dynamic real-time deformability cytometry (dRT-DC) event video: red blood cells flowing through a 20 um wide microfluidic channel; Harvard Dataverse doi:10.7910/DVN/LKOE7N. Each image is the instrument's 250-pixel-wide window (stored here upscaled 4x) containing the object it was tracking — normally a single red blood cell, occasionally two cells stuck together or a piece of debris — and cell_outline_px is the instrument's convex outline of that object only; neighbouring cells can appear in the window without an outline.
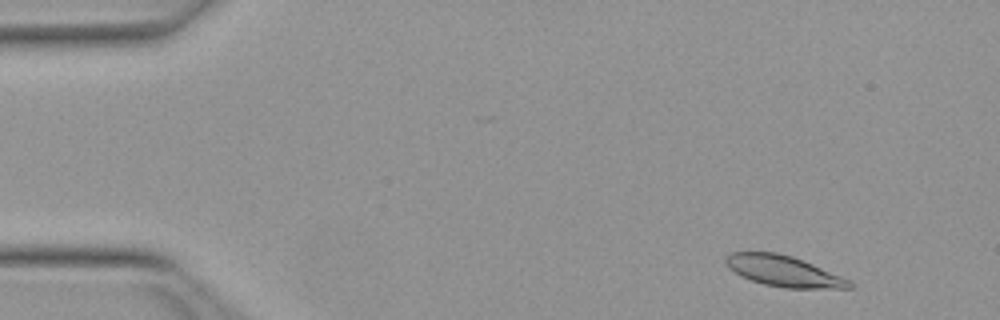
{"species": "Egyptian fruit bat (a non-hibernating species)", "species_latin": "Rousettus aegyptiacus", "temperature_condition": "warm", "stored_images_in_passage": 50, "camera_frame_rate_fps": 3000, "um_per_image_px": 0.085, "animal": {"sex": "female"}, "frame": {"image": 1, "passage_image": 4, "time_ms": 1.0, "image_size_px": [1000, 320], "cell_outline_px": [[856, 284], [852, 288], [784, 288], [764, 284], [740, 276], [728, 268], [724, 264], [724, 256], [732, 252], [776, 252], [792, 256], [852, 280]], "centroid_in_image_um": [66.6, 23.04], "position_along_channel_um": 18.4, "area_um2": 22.43}}
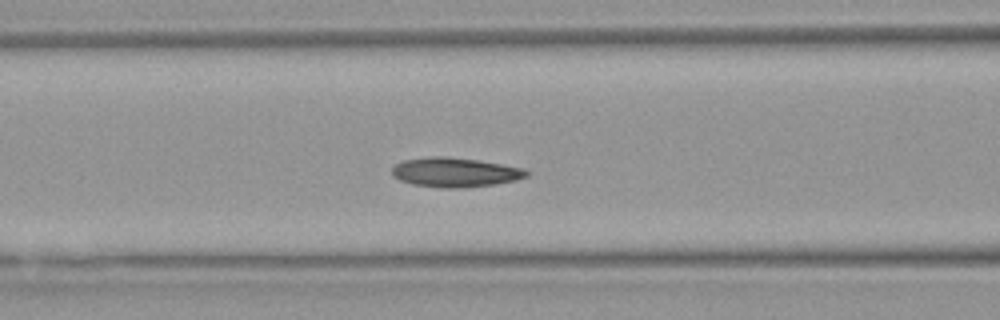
{"frame": {"image": 2, "passage_image": 20, "time_ms": 6.333, "image_size_px": [1000, 320], "cell_outline_px": [[528, 176], [516, 180], [492, 184], [464, 188], [440, 188], [412, 184], [400, 180], [392, 176], [392, 168], [396, 164], [404, 160], [432, 156], [444, 156], [476, 160], [524, 168], [528, 172]], "centroid_in_image_um": [38.65, 14.65], "position_along_channel_um": 128.0, "area_um2": 22.95}}
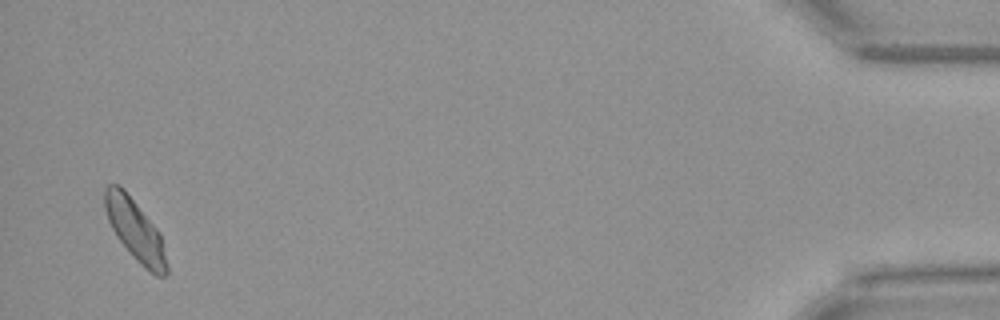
{"frame": {"image": 3, "passage_image": 49, "time_ms": 16.0, "image_size_px": [1000, 320], "cell_outline_px": [[168, 272], [164, 276], [156, 276], [140, 264], [136, 260], [116, 236], [108, 220], [104, 208], [104, 188], [108, 184], [120, 184], [124, 188], [160, 232], [168, 264]], "centroid_in_image_um": [11.49, 19.53], "position_along_channel_um": 423.7, "area_um2": 22.2}, "authors_computed_cell_mechanics": {"area_um2": 21.964, "velocity_mm_per_s": 3.9525, "shape_relaxation_time_tau1_ms": 7.2314, "shape_relaxation_time_tau2_ms": 3.5845, "deformation_change_tau1": 0.1592, "deformation_change_tau2": 0.0896}}